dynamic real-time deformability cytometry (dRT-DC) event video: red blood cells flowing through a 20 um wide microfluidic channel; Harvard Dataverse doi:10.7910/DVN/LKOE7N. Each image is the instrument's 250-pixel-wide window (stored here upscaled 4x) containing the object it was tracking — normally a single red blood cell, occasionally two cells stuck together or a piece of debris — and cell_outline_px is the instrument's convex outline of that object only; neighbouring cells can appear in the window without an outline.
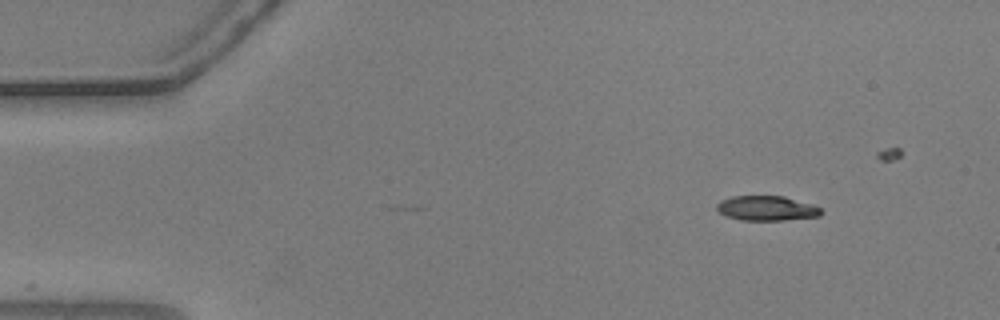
{"species": "common noctule bat (a hibernating species)", "species_latin": "Nyctalus noctula", "temperature_condition": "warm", "stored_images_in_passage": 11, "camera_frame_rate_fps": 3000, "um_per_image_px": 0.085, "animal": {"sex": "male", "body_mass_g": 20.5, "forearm_length_mm": 52.5}, "frame": {"image": 1, "passage_image": 1, "time_ms": 0.0, "image_size_px": [1000, 320], "cell_outline_px": [[824, 212], [820, 216], [784, 220], [740, 220], [724, 216], [716, 208], [716, 204], [720, 200], [732, 196], [784, 196], [812, 204], [820, 208]], "centroid_in_image_um": [65.15, 17.7], "position_along_channel_um": 19.8, "area_um2": 15.2}}
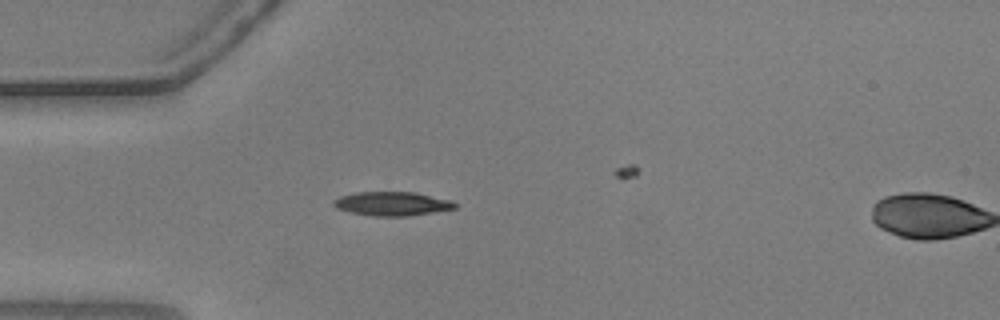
{"frame": {"image": 2, "passage_image": 10, "time_ms": 3.0, "image_size_px": [1000, 320], "cell_outline_px": [[456, 208], [408, 216], [376, 216], [348, 212], [336, 208], [332, 204], [332, 200], [340, 196], [356, 192], [416, 192], [452, 200], [456, 204]], "centroid_in_image_um": [33.3, 17.31], "position_along_channel_um": 51.7, "area_um2": 16.99}}